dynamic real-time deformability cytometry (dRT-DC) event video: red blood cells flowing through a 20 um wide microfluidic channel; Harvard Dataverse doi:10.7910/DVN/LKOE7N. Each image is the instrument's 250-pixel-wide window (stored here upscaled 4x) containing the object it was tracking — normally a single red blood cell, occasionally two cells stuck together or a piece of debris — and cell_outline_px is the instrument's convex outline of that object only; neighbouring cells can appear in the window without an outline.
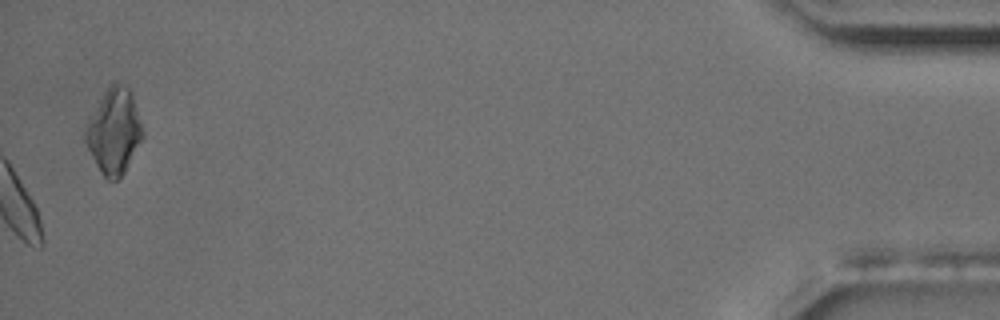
{"species": "common noctule bat (a hibernating species)", "species_latin": "Nyctalus noctula", "temperature_condition": "room temperature", "stored_images_in_passage": 42, "camera_frame_rate_fps": 3000, "um_per_image_px": 0.085, "animal": {"sex": "male", "body_mass_g": 17.5, "forearm_length_mm": 52.3}, "frame": {"image": 1, "passage_image": 42, "time_ms": 13.667, "image_size_px": [1000, 320], "cell_outline_px": [[144, 136], [124, 172], [116, 180], [108, 180], [100, 172], [84, 140], [84, 124], [88, 116], [112, 80], [116, 80], [128, 88], [132, 92], [144, 132]], "centroid_in_image_um": [9.67, 11.1], "position_along_channel_um": 425.5, "area_um2": 28.67}, "authors_computed_cell_mechanics": {"area_um2": 18.7272, "velocity_mm_per_s": 3.6029, "shape_relaxation_time_tau1_ms": 2.6548, "shape_relaxation_time_tau2_ms": 1.5933, "deformation_change_tau1": 0.1055, "deformation_change_tau2": 0.0623}}